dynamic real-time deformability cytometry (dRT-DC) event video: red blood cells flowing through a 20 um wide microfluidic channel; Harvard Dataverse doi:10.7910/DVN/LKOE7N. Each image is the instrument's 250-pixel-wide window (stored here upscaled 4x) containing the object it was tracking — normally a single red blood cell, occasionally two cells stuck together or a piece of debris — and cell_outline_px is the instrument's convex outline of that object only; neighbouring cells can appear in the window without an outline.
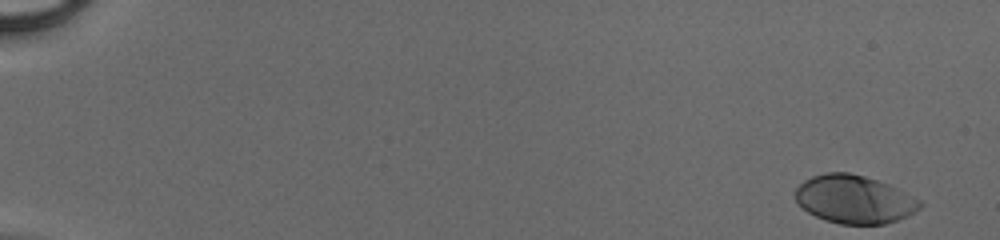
{"species": "human", "species_latin": "Homo sapiens", "temperature_condition": "cold", "stored_images_in_passage": 48, "camera_frame_rate_fps": 3000, "um_per_image_px": 0.085, "donor": {"sex": "male"}, "frame": {"image": 1, "passage_image": 1, "time_ms": 0.0, "image_size_px": [1000, 240], "cell_outline_px": [[924, 204], [920, 208], [908, 216], [884, 224], [840, 224], [824, 220], [808, 212], [796, 200], [796, 188], [804, 180], [812, 176], [824, 172], [848, 172], [864, 176], [888, 184], [920, 200]], "centroid_in_image_um": [72.61, 16.94], "position_along_channel_um": 12.4, "area_um2": 34.8}}
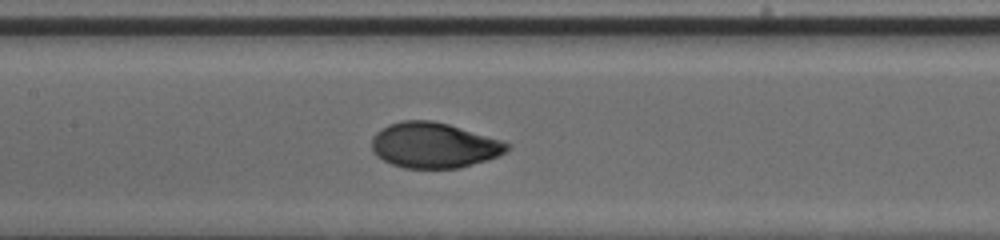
{"frame": {"image": 2, "passage_image": 25, "time_ms": 8.0, "image_size_px": [1000, 240], "cell_outline_px": [[512, 148], [496, 156], [460, 168], [404, 168], [392, 164], [376, 156], [372, 152], [372, 136], [380, 128], [388, 124], [400, 120], [432, 120], [448, 124], [500, 140], [512, 144]], "centroid_in_image_um": [36.84, 12.34], "position_along_channel_um": 170.6, "area_um2": 35.78}}
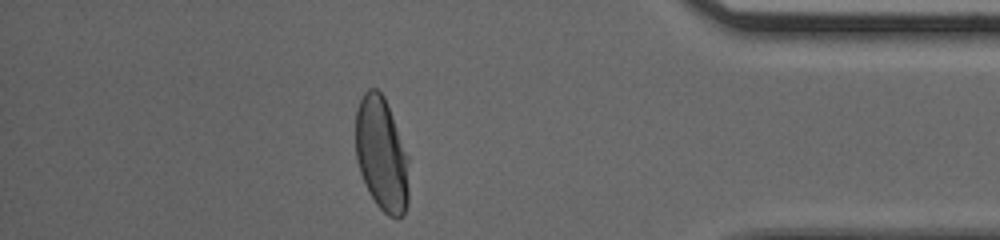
{"frame": {"image": 3, "passage_image": 43, "time_ms": 14.0, "image_size_px": [1000, 240], "cell_outline_px": [[408, 204], [404, 216], [396, 220], [388, 216], [376, 204], [368, 192], [360, 172], [356, 160], [356, 108], [364, 92], [368, 88], [376, 88], [384, 96], [408, 156]], "centroid_in_image_um": [32.44, 13.15], "position_along_channel_um": 402.8, "area_um2": 35.6}}